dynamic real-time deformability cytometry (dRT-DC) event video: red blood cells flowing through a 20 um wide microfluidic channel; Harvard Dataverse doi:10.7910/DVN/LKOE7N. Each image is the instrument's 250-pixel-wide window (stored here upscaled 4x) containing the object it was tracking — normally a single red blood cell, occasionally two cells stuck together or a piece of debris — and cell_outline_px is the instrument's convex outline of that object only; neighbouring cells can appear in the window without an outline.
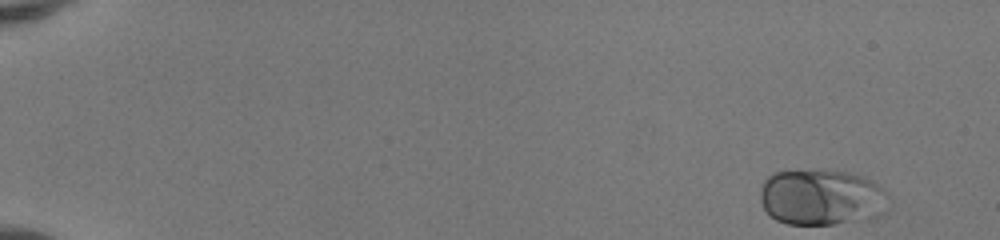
{"species": "human", "species_latin": "Homo sapiens", "temperature_condition": "room temperature", "stored_images_in_passage": 48, "camera_frame_rate_fps": 3000, "um_per_image_px": 0.085, "donor": {"sex": "female"}, "frame": {"image": 1, "passage_image": 1, "time_ms": 0.0, "image_size_px": [1000, 240], "cell_outline_px": [[888, 196], [880, 216], [872, 220], [832, 224], [788, 224], [776, 220], [764, 208], [760, 200], [760, 192], [764, 180], [772, 172], [824, 168], [848, 172], [864, 176], [872, 180], [884, 188]], "centroid_in_image_um": [69.85, 16.74], "position_along_channel_um": 15.2, "area_um2": 42.77}}
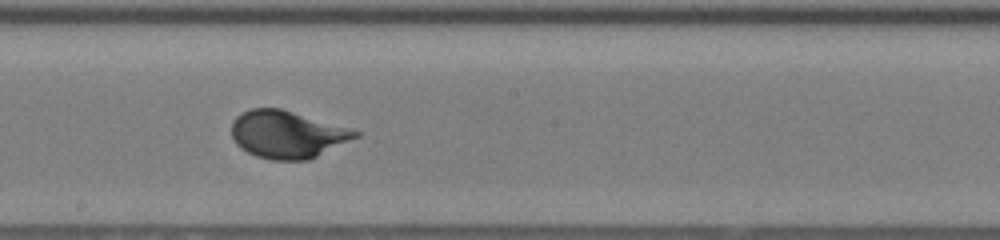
{"frame": {"image": 2, "passage_image": 28, "time_ms": 9.0, "image_size_px": [1000, 240], "cell_outline_px": [[360, 136], [308, 160], [272, 160], [256, 156], [240, 148], [236, 144], [232, 136], [232, 120], [236, 116], [248, 108], [280, 108], [348, 128], [360, 132]], "centroid_in_image_um": [24.37, 11.42], "position_along_channel_um": 223.8, "area_um2": 33.99}}
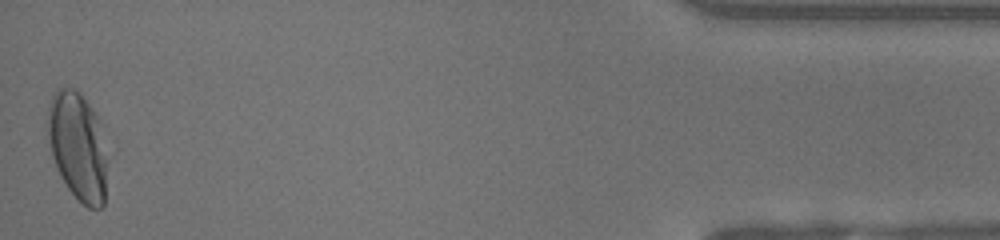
{"frame": {"image": 3, "passage_image": 48, "time_ms": 15.667, "image_size_px": [1000, 240], "cell_outline_px": [[108, 160], [104, 204], [100, 208], [88, 208], [68, 188], [56, 168], [52, 156], [48, 140], [48, 104], [56, 88], [76, 88], [80, 92], [100, 120]], "centroid_in_image_um": [6.63, 12.41], "position_along_channel_um": 428.6, "area_um2": 37.97}, "authors_computed_cell_mechanics": {"area_um2": 34.3043, "velocity_mm_per_s": 4.1472, "shape_relaxation_time_tau1_ms": 2.9521, "shape_relaxation_time_tau2_ms": null, "deformation_change_tau1": 0.1698, "deformation_change_tau2": null}}